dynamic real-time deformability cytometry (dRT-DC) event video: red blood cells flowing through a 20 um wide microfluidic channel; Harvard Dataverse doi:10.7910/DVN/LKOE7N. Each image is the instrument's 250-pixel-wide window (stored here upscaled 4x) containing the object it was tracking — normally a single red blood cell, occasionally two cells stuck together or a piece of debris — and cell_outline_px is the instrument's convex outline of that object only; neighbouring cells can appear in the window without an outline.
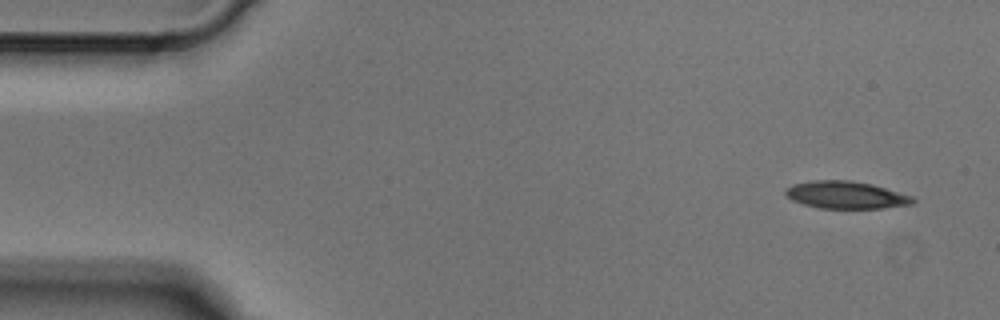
{"species": "Egyptian fruit bat (a non-hibernating species)", "species_latin": "Rousettus aegyptiacus", "temperature_condition": "cold", "stored_images_in_passage": 4, "camera_frame_rate_fps": 3000, "um_per_image_px": 0.085, "animal": {"sex": "male"}, "frame": {"image": 1, "passage_image": 1, "time_ms": 0.0, "image_size_px": [1000, 320], "cell_outline_px": [[916, 200], [912, 204], [880, 208], [820, 208], [804, 204], [792, 200], [784, 192], [784, 188], [792, 184], [812, 180], [852, 180], [872, 184], [912, 196]], "centroid_in_image_um": [71.88, 16.56], "position_along_channel_um": 13.1, "area_um2": 20.29}}
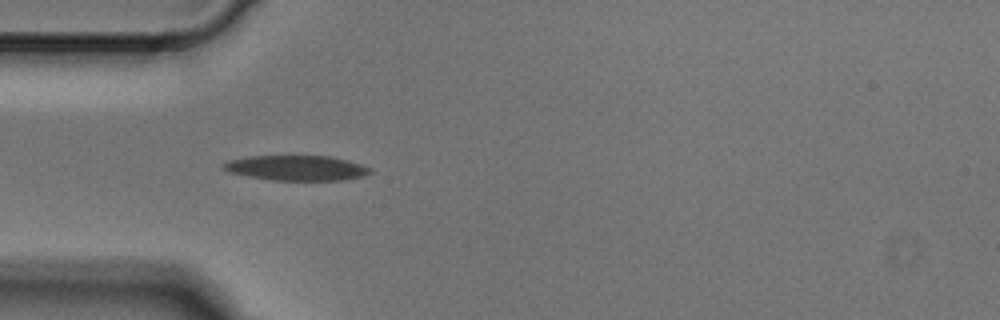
{"frame": {"image": 2, "passage_image": 4, "time_ms": 1.0, "image_size_px": [1000, 320], "cell_outline_px": [[372, 172], [364, 176], [340, 180], [272, 180], [248, 176], [228, 172], [220, 164], [228, 160], [248, 156], [328, 156], [348, 160], [372, 168]], "centroid_in_image_um": [25.19, 14.27], "position_along_channel_um": 59.8, "area_um2": 21.44}}